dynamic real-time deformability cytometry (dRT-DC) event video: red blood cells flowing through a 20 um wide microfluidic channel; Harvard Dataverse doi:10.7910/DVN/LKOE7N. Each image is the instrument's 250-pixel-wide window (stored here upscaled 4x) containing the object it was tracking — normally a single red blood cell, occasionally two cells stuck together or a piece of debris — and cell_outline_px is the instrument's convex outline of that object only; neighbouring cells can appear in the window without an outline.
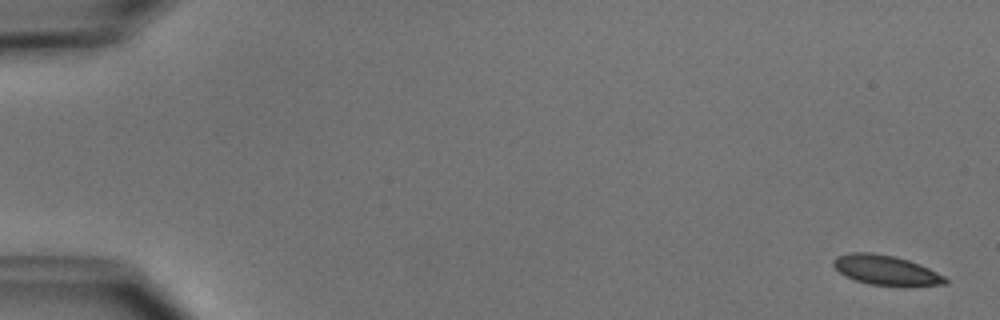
{"species": "common noctule bat (a hibernating species)", "species_latin": "Nyctalus noctula", "temperature_condition": "cold", "stored_images_in_passage": 4, "camera_frame_rate_fps": 3000, "um_per_image_px": 0.085, "animal": {"sex": "male", "body_mass_g": 15.6}, "frame": {"image": 1, "passage_image": 1, "time_ms": 0.0, "image_size_px": [1000, 320], "cell_outline_px": [[948, 280], [944, 284], [868, 284], [844, 276], [832, 264], [832, 260], [836, 256], [852, 252], [872, 252], [896, 256], [920, 264], [944, 276]], "centroid_in_image_um": [75.22, 22.91], "position_along_channel_um": 9.8, "area_um2": 18.84}}